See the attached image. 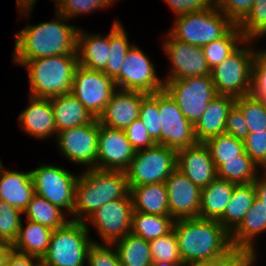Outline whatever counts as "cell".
I'll return each instance as SVG.
<instances>
[{"label":"cell","mask_w":266,"mask_h":266,"mask_svg":"<svg viewBox=\"0 0 266 266\" xmlns=\"http://www.w3.org/2000/svg\"><path fill=\"white\" fill-rule=\"evenodd\" d=\"M246 154L262 169H266V129L248 133L243 140Z\"/></svg>","instance_id":"bcb514c9"},{"label":"cell","mask_w":266,"mask_h":266,"mask_svg":"<svg viewBox=\"0 0 266 266\" xmlns=\"http://www.w3.org/2000/svg\"><path fill=\"white\" fill-rule=\"evenodd\" d=\"M147 95L140 91L117 89L98 117L99 123L113 129L125 130L139 118L142 99Z\"/></svg>","instance_id":"d6986e66"},{"label":"cell","mask_w":266,"mask_h":266,"mask_svg":"<svg viewBox=\"0 0 266 266\" xmlns=\"http://www.w3.org/2000/svg\"><path fill=\"white\" fill-rule=\"evenodd\" d=\"M26 223L25 227L21 224L18 236L12 244V251L42 259L47 252L53 230L29 220Z\"/></svg>","instance_id":"83f0119b"},{"label":"cell","mask_w":266,"mask_h":266,"mask_svg":"<svg viewBox=\"0 0 266 266\" xmlns=\"http://www.w3.org/2000/svg\"><path fill=\"white\" fill-rule=\"evenodd\" d=\"M117 89L153 94L164 89V80L144 52L133 45L127 52L119 75L114 79Z\"/></svg>","instance_id":"4fadbf2b"},{"label":"cell","mask_w":266,"mask_h":266,"mask_svg":"<svg viewBox=\"0 0 266 266\" xmlns=\"http://www.w3.org/2000/svg\"><path fill=\"white\" fill-rule=\"evenodd\" d=\"M151 266H183V262L158 261L153 262Z\"/></svg>","instance_id":"6f0895ef"},{"label":"cell","mask_w":266,"mask_h":266,"mask_svg":"<svg viewBox=\"0 0 266 266\" xmlns=\"http://www.w3.org/2000/svg\"><path fill=\"white\" fill-rule=\"evenodd\" d=\"M264 175L261 178L257 173L256 179L253 181L256 197L262 202V205L266 208V169H263Z\"/></svg>","instance_id":"db71d44e"},{"label":"cell","mask_w":266,"mask_h":266,"mask_svg":"<svg viewBox=\"0 0 266 266\" xmlns=\"http://www.w3.org/2000/svg\"><path fill=\"white\" fill-rule=\"evenodd\" d=\"M166 36L164 50L172 64V68L169 76L167 75V79L164 80L211 75V70L207 65L201 46L180 41L169 32Z\"/></svg>","instance_id":"2e32d148"},{"label":"cell","mask_w":266,"mask_h":266,"mask_svg":"<svg viewBox=\"0 0 266 266\" xmlns=\"http://www.w3.org/2000/svg\"><path fill=\"white\" fill-rule=\"evenodd\" d=\"M225 133L234 136L236 139L244 140L249 133L244 115L234 104L228 112Z\"/></svg>","instance_id":"f907efd6"},{"label":"cell","mask_w":266,"mask_h":266,"mask_svg":"<svg viewBox=\"0 0 266 266\" xmlns=\"http://www.w3.org/2000/svg\"><path fill=\"white\" fill-rule=\"evenodd\" d=\"M55 1V3L58 5V3L61 1V0H53Z\"/></svg>","instance_id":"94428289"},{"label":"cell","mask_w":266,"mask_h":266,"mask_svg":"<svg viewBox=\"0 0 266 266\" xmlns=\"http://www.w3.org/2000/svg\"><path fill=\"white\" fill-rule=\"evenodd\" d=\"M75 187L72 221L84 222L104 204L131 198L125 171L84 169Z\"/></svg>","instance_id":"3957f363"},{"label":"cell","mask_w":266,"mask_h":266,"mask_svg":"<svg viewBox=\"0 0 266 266\" xmlns=\"http://www.w3.org/2000/svg\"><path fill=\"white\" fill-rule=\"evenodd\" d=\"M65 213V211L37 194L33 196L23 212L26 215V220L47 226L52 230L61 228L70 221L66 220Z\"/></svg>","instance_id":"d6a6232c"},{"label":"cell","mask_w":266,"mask_h":266,"mask_svg":"<svg viewBox=\"0 0 266 266\" xmlns=\"http://www.w3.org/2000/svg\"><path fill=\"white\" fill-rule=\"evenodd\" d=\"M167 5L178 15L199 12L214 5V0H165Z\"/></svg>","instance_id":"816d5d0a"},{"label":"cell","mask_w":266,"mask_h":266,"mask_svg":"<svg viewBox=\"0 0 266 266\" xmlns=\"http://www.w3.org/2000/svg\"><path fill=\"white\" fill-rule=\"evenodd\" d=\"M115 90L117 87L111 76L106 75L103 71L77 66L71 94L94 118H98L103 113Z\"/></svg>","instance_id":"8fae6325"},{"label":"cell","mask_w":266,"mask_h":266,"mask_svg":"<svg viewBox=\"0 0 266 266\" xmlns=\"http://www.w3.org/2000/svg\"><path fill=\"white\" fill-rule=\"evenodd\" d=\"M205 145L209 149L216 169L225 160L239 159V156L245 153L243 141L227 133L210 138Z\"/></svg>","instance_id":"8d00e7d4"},{"label":"cell","mask_w":266,"mask_h":266,"mask_svg":"<svg viewBox=\"0 0 266 266\" xmlns=\"http://www.w3.org/2000/svg\"><path fill=\"white\" fill-rule=\"evenodd\" d=\"M266 231V208L256 197L240 225L230 234L232 247L257 261L253 239Z\"/></svg>","instance_id":"7402d4cb"},{"label":"cell","mask_w":266,"mask_h":266,"mask_svg":"<svg viewBox=\"0 0 266 266\" xmlns=\"http://www.w3.org/2000/svg\"><path fill=\"white\" fill-rule=\"evenodd\" d=\"M164 89L193 125L203 115L207 105L217 96L211 75L164 80Z\"/></svg>","instance_id":"9c48e42d"},{"label":"cell","mask_w":266,"mask_h":266,"mask_svg":"<svg viewBox=\"0 0 266 266\" xmlns=\"http://www.w3.org/2000/svg\"><path fill=\"white\" fill-rule=\"evenodd\" d=\"M235 97L217 95L194 125V133L198 143H205L212 137L225 133L229 110L235 104Z\"/></svg>","instance_id":"603a6c76"},{"label":"cell","mask_w":266,"mask_h":266,"mask_svg":"<svg viewBox=\"0 0 266 266\" xmlns=\"http://www.w3.org/2000/svg\"><path fill=\"white\" fill-rule=\"evenodd\" d=\"M136 154L124 130L113 129L99 123L96 168L126 171Z\"/></svg>","instance_id":"e0dca14e"},{"label":"cell","mask_w":266,"mask_h":266,"mask_svg":"<svg viewBox=\"0 0 266 266\" xmlns=\"http://www.w3.org/2000/svg\"><path fill=\"white\" fill-rule=\"evenodd\" d=\"M177 169L200 189L205 188L217 177V169L205 143L178 150Z\"/></svg>","instance_id":"ffe728a7"},{"label":"cell","mask_w":266,"mask_h":266,"mask_svg":"<svg viewBox=\"0 0 266 266\" xmlns=\"http://www.w3.org/2000/svg\"><path fill=\"white\" fill-rule=\"evenodd\" d=\"M174 222L171 216L133 211L131 233L150 242L170 233Z\"/></svg>","instance_id":"4dcf8cb0"},{"label":"cell","mask_w":266,"mask_h":266,"mask_svg":"<svg viewBox=\"0 0 266 266\" xmlns=\"http://www.w3.org/2000/svg\"><path fill=\"white\" fill-rule=\"evenodd\" d=\"M77 55H57L25 60L21 66L28 70L29 96L51 98L71 93Z\"/></svg>","instance_id":"277c9868"},{"label":"cell","mask_w":266,"mask_h":266,"mask_svg":"<svg viewBox=\"0 0 266 266\" xmlns=\"http://www.w3.org/2000/svg\"><path fill=\"white\" fill-rule=\"evenodd\" d=\"M169 215L174 219L199 217L201 190L177 168L165 181Z\"/></svg>","instance_id":"ac0fdd59"},{"label":"cell","mask_w":266,"mask_h":266,"mask_svg":"<svg viewBox=\"0 0 266 266\" xmlns=\"http://www.w3.org/2000/svg\"><path fill=\"white\" fill-rule=\"evenodd\" d=\"M110 49L109 33L103 37L100 34H88L79 29L77 57L80 66L90 70L103 71L109 59Z\"/></svg>","instance_id":"d4e9b609"},{"label":"cell","mask_w":266,"mask_h":266,"mask_svg":"<svg viewBox=\"0 0 266 266\" xmlns=\"http://www.w3.org/2000/svg\"><path fill=\"white\" fill-rule=\"evenodd\" d=\"M244 40L239 26L234 25L223 37L202 46L210 70L223 62Z\"/></svg>","instance_id":"836d02e7"},{"label":"cell","mask_w":266,"mask_h":266,"mask_svg":"<svg viewBox=\"0 0 266 266\" xmlns=\"http://www.w3.org/2000/svg\"><path fill=\"white\" fill-rule=\"evenodd\" d=\"M250 94L266 103V49L254 50Z\"/></svg>","instance_id":"ee69618b"},{"label":"cell","mask_w":266,"mask_h":266,"mask_svg":"<svg viewBox=\"0 0 266 266\" xmlns=\"http://www.w3.org/2000/svg\"><path fill=\"white\" fill-rule=\"evenodd\" d=\"M29 105L20 113L19 124L23 131L37 139L56 134L54 112L49 98L29 96Z\"/></svg>","instance_id":"44dd1931"},{"label":"cell","mask_w":266,"mask_h":266,"mask_svg":"<svg viewBox=\"0 0 266 266\" xmlns=\"http://www.w3.org/2000/svg\"><path fill=\"white\" fill-rule=\"evenodd\" d=\"M236 183L216 177L201 190L199 218L218 220L230 202Z\"/></svg>","instance_id":"f1b7e54d"},{"label":"cell","mask_w":266,"mask_h":266,"mask_svg":"<svg viewBox=\"0 0 266 266\" xmlns=\"http://www.w3.org/2000/svg\"><path fill=\"white\" fill-rule=\"evenodd\" d=\"M12 252V244L0 240V265H2L6 260L8 255Z\"/></svg>","instance_id":"9f6ffc18"},{"label":"cell","mask_w":266,"mask_h":266,"mask_svg":"<svg viewBox=\"0 0 266 266\" xmlns=\"http://www.w3.org/2000/svg\"><path fill=\"white\" fill-rule=\"evenodd\" d=\"M36 263H34V261ZM41 265V259L23 255L17 252L12 251L10 253V266H40Z\"/></svg>","instance_id":"f5cc1de1"},{"label":"cell","mask_w":266,"mask_h":266,"mask_svg":"<svg viewBox=\"0 0 266 266\" xmlns=\"http://www.w3.org/2000/svg\"><path fill=\"white\" fill-rule=\"evenodd\" d=\"M116 0H61L56 5V12L64 15L68 20L80 14H88L100 8H107ZM112 2V3H111Z\"/></svg>","instance_id":"7bdbcfd3"},{"label":"cell","mask_w":266,"mask_h":266,"mask_svg":"<svg viewBox=\"0 0 266 266\" xmlns=\"http://www.w3.org/2000/svg\"><path fill=\"white\" fill-rule=\"evenodd\" d=\"M133 210L146 214L169 215L168 194L164 182L129 187Z\"/></svg>","instance_id":"4316f807"},{"label":"cell","mask_w":266,"mask_h":266,"mask_svg":"<svg viewBox=\"0 0 266 266\" xmlns=\"http://www.w3.org/2000/svg\"><path fill=\"white\" fill-rule=\"evenodd\" d=\"M113 247V244L93 241L87 255V266H122L117 250Z\"/></svg>","instance_id":"f6af8a7d"},{"label":"cell","mask_w":266,"mask_h":266,"mask_svg":"<svg viewBox=\"0 0 266 266\" xmlns=\"http://www.w3.org/2000/svg\"><path fill=\"white\" fill-rule=\"evenodd\" d=\"M21 214V210L0 200V240L13 244L21 228Z\"/></svg>","instance_id":"60d3db41"},{"label":"cell","mask_w":266,"mask_h":266,"mask_svg":"<svg viewBox=\"0 0 266 266\" xmlns=\"http://www.w3.org/2000/svg\"><path fill=\"white\" fill-rule=\"evenodd\" d=\"M173 230L182 262L210 261L226 256L234 249L230 233L218 220L199 217L178 219Z\"/></svg>","instance_id":"7a4b0ae2"},{"label":"cell","mask_w":266,"mask_h":266,"mask_svg":"<svg viewBox=\"0 0 266 266\" xmlns=\"http://www.w3.org/2000/svg\"><path fill=\"white\" fill-rule=\"evenodd\" d=\"M122 266H151L149 242L131 232L113 243Z\"/></svg>","instance_id":"1f68e13d"},{"label":"cell","mask_w":266,"mask_h":266,"mask_svg":"<svg viewBox=\"0 0 266 266\" xmlns=\"http://www.w3.org/2000/svg\"><path fill=\"white\" fill-rule=\"evenodd\" d=\"M177 168V151L161 144L136 151L125 171L129 187L161 183Z\"/></svg>","instance_id":"ba28073f"},{"label":"cell","mask_w":266,"mask_h":266,"mask_svg":"<svg viewBox=\"0 0 266 266\" xmlns=\"http://www.w3.org/2000/svg\"><path fill=\"white\" fill-rule=\"evenodd\" d=\"M175 17L169 33L180 41L201 47L223 37L235 25L215 4L199 12Z\"/></svg>","instance_id":"8992f818"},{"label":"cell","mask_w":266,"mask_h":266,"mask_svg":"<svg viewBox=\"0 0 266 266\" xmlns=\"http://www.w3.org/2000/svg\"><path fill=\"white\" fill-rule=\"evenodd\" d=\"M255 0H214L216 8L239 25L251 12Z\"/></svg>","instance_id":"7dc6e473"},{"label":"cell","mask_w":266,"mask_h":266,"mask_svg":"<svg viewBox=\"0 0 266 266\" xmlns=\"http://www.w3.org/2000/svg\"><path fill=\"white\" fill-rule=\"evenodd\" d=\"M256 198L254 183L236 184L219 223L231 234L242 222Z\"/></svg>","instance_id":"f546056e"},{"label":"cell","mask_w":266,"mask_h":266,"mask_svg":"<svg viewBox=\"0 0 266 266\" xmlns=\"http://www.w3.org/2000/svg\"><path fill=\"white\" fill-rule=\"evenodd\" d=\"M88 224L70 220L65 226L53 230L42 266H84L93 240Z\"/></svg>","instance_id":"5b68a950"},{"label":"cell","mask_w":266,"mask_h":266,"mask_svg":"<svg viewBox=\"0 0 266 266\" xmlns=\"http://www.w3.org/2000/svg\"><path fill=\"white\" fill-rule=\"evenodd\" d=\"M253 260L248 254L233 249L226 256L210 261L183 262V266H253Z\"/></svg>","instance_id":"c3c4849f"},{"label":"cell","mask_w":266,"mask_h":266,"mask_svg":"<svg viewBox=\"0 0 266 266\" xmlns=\"http://www.w3.org/2000/svg\"><path fill=\"white\" fill-rule=\"evenodd\" d=\"M0 266H10V254L7 257V260Z\"/></svg>","instance_id":"680465c9"},{"label":"cell","mask_w":266,"mask_h":266,"mask_svg":"<svg viewBox=\"0 0 266 266\" xmlns=\"http://www.w3.org/2000/svg\"><path fill=\"white\" fill-rule=\"evenodd\" d=\"M235 105L244 115L249 133L266 129V103L251 94L237 97Z\"/></svg>","instance_id":"74e56055"},{"label":"cell","mask_w":266,"mask_h":266,"mask_svg":"<svg viewBox=\"0 0 266 266\" xmlns=\"http://www.w3.org/2000/svg\"><path fill=\"white\" fill-rule=\"evenodd\" d=\"M30 173L35 194L47 199L63 211H69L68 213L72 216L75 187L79 175H74L60 166L47 164L41 165Z\"/></svg>","instance_id":"30bf717a"},{"label":"cell","mask_w":266,"mask_h":266,"mask_svg":"<svg viewBox=\"0 0 266 266\" xmlns=\"http://www.w3.org/2000/svg\"><path fill=\"white\" fill-rule=\"evenodd\" d=\"M153 262H182L174 230L149 242Z\"/></svg>","instance_id":"b9f144b4"},{"label":"cell","mask_w":266,"mask_h":266,"mask_svg":"<svg viewBox=\"0 0 266 266\" xmlns=\"http://www.w3.org/2000/svg\"><path fill=\"white\" fill-rule=\"evenodd\" d=\"M99 120L59 131L56 136L57 145L62 154L70 161L96 168L98 151Z\"/></svg>","instance_id":"5bb4252c"},{"label":"cell","mask_w":266,"mask_h":266,"mask_svg":"<svg viewBox=\"0 0 266 266\" xmlns=\"http://www.w3.org/2000/svg\"><path fill=\"white\" fill-rule=\"evenodd\" d=\"M3 169H4V166H3V164H2V162L0 160V175H1L2 171H3Z\"/></svg>","instance_id":"91938a15"},{"label":"cell","mask_w":266,"mask_h":266,"mask_svg":"<svg viewBox=\"0 0 266 266\" xmlns=\"http://www.w3.org/2000/svg\"><path fill=\"white\" fill-rule=\"evenodd\" d=\"M133 211L132 199L120 198L104 204L84 222L96 227L105 244H113L131 232Z\"/></svg>","instance_id":"9a60e30c"},{"label":"cell","mask_w":266,"mask_h":266,"mask_svg":"<svg viewBox=\"0 0 266 266\" xmlns=\"http://www.w3.org/2000/svg\"><path fill=\"white\" fill-rule=\"evenodd\" d=\"M56 16H58L56 20L27 25L15 33L13 63L21 65L25 60L57 55H77L79 29L65 24L68 19L64 15L56 12Z\"/></svg>","instance_id":"6da1fadb"},{"label":"cell","mask_w":266,"mask_h":266,"mask_svg":"<svg viewBox=\"0 0 266 266\" xmlns=\"http://www.w3.org/2000/svg\"><path fill=\"white\" fill-rule=\"evenodd\" d=\"M258 168L245 152L239 159L225 160L217 168V177L236 184H248L256 179Z\"/></svg>","instance_id":"d590c367"},{"label":"cell","mask_w":266,"mask_h":266,"mask_svg":"<svg viewBox=\"0 0 266 266\" xmlns=\"http://www.w3.org/2000/svg\"><path fill=\"white\" fill-rule=\"evenodd\" d=\"M161 145L176 151L198 143L194 125L182 114L176 101L163 89L158 92Z\"/></svg>","instance_id":"7c38bea8"},{"label":"cell","mask_w":266,"mask_h":266,"mask_svg":"<svg viewBox=\"0 0 266 266\" xmlns=\"http://www.w3.org/2000/svg\"><path fill=\"white\" fill-rule=\"evenodd\" d=\"M36 1L37 0H16L17 8H20V10L17 12L20 13V15H22L21 13H23V15L25 14L26 16L27 13H31Z\"/></svg>","instance_id":"11a10c76"},{"label":"cell","mask_w":266,"mask_h":266,"mask_svg":"<svg viewBox=\"0 0 266 266\" xmlns=\"http://www.w3.org/2000/svg\"><path fill=\"white\" fill-rule=\"evenodd\" d=\"M238 26L244 39L266 35V0H255L251 12Z\"/></svg>","instance_id":"ab89813d"},{"label":"cell","mask_w":266,"mask_h":266,"mask_svg":"<svg viewBox=\"0 0 266 266\" xmlns=\"http://www.w3.org/2000/svg\"><path fill=\"white\" fill-rule=\"evenodd\" d=\"M57 133L92 122L95 118L71 93L51 97Z\"/></svg>","instance_id":"484cf974"},{"label":"cell","mask_w":266,"mask_h":266,"mask_svg":"<svg viewBox=\"0 0 266 266\" xmlns=\"http://www.w3.org/2000/svg\"><path fill=\"white\" fill-rule=\"evenodd\" d=\"M126 31L122 24L115 20L109 32L110 54L107 65L103 72L115 79L123 66L124 59L128 50L133 46L130 45Z\"/></svg>","instance_id":"e575fe53"},{"label":"cell","mask_w":266,"mask_h":266,"mask_svg":"<svg viewBox=\"0 0 266 266\" xmlns=\"http://www.w3.org/2000/svg\"><path fill=\"white\" fill-rule=\"evenodd\" d=\"M139 118L149 133V136L156 142V144H161V123L160 113L158 110V92L147 94L142 99Z\"/></svg>","instance_id":"f35d334b"},{"label":"cell","mask_w":266,"mask_h":266,"mask_svg":"<svg viewBox=\"0 0 266 266\" xmlns=\"http://www.w3.org/2000/svg\"><path fill=\"white\" fill-rule=\"evenodd\" d=\"M252 40L245 39L223 62L211 69V78L217 95L235 98L251 92L254 49ZM244 47H243V46Z\"/></svg>","instance_id":"52a82bcc"},{"label":"cell","mask_w":266,"mask_h":266,"mask_svg":"<svg viewBox=\"0 0 266 266\" xmlns=\"http://www.w3.org/2000/svg\"><path fill=\"white\" fill-rule=\"evenodd\" d=\"M34 195L35 188L30 171L3 169L0 175V200L24 212Z\"/></svg>","instance_id":"cb8c5ba5"},{"label":"cell","mask_w":266,"mask_h":266,"mask_svg":"<svg viewBox=\"0 0 266 266\" xmlns=\"http://www.w3.org/2000/svg\"><path fill=\"white\" fill-rule=\"evenodd\" d=\"M124 132L135 151L148 149L156 144L149 136L140 118L135 119Z\"/></svg>","instance_id":"681fc988"}]
</instances>
